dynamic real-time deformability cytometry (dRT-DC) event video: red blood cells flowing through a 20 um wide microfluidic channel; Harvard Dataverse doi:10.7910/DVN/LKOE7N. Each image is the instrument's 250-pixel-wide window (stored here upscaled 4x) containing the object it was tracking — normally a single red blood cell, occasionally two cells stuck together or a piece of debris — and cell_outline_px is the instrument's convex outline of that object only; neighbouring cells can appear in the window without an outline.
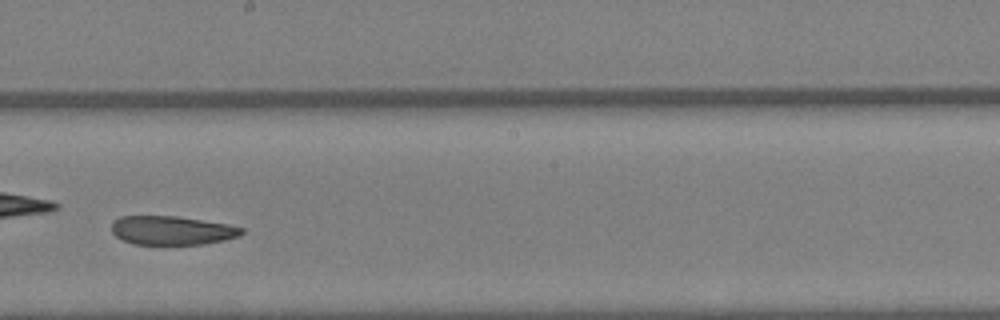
{"species": "Egyptian fruit bat (a non-hibernating species)", "species_latin": "Rousettus aegyptiacus", "temperature_condition": "warm", "stored_images_in_passage": 23, "camera_frame_rate_fps": 3000, "um_per_image_px": 0.085, "animal": {"sex": "female"}, "frame": {"image": 1, "passage_image": 10, "time_ms": 3.0, "image_size_px": [1000, 320], "cell_outline_px": [[244, 232], [240, 236], [224, 240], [200, 244], [132, 244], [116, 236], [112, 232], [112, 220], [120, 216], [176, 216], [228, 224], [244, 228]], "centroid_in_image_um": [14.61, 19.58], "position_along_channel_um": 233.6, "area_um2": 21.85}}
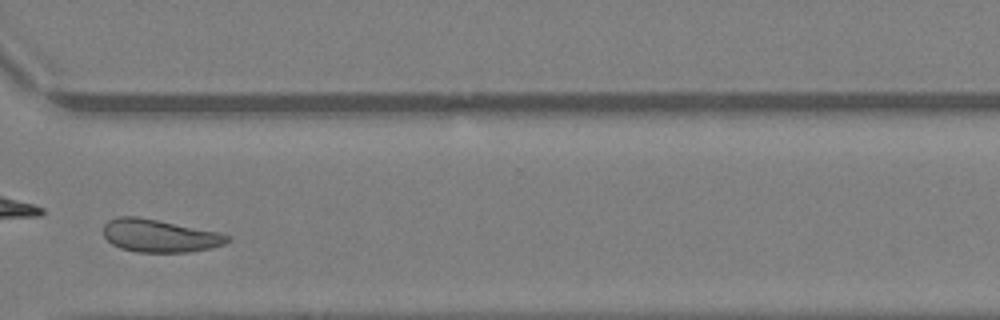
{"frame": {"image": 2, "passage_image": 17, "time_ms": 5.333, "image_size_px": [1000, 320], "cell_outline_px": [[232, 236], [224, 244], [212, 248], [188, 252], [136, 252], [120, 248], [112, 244], [104, 236], [104, 224], [108, 220], [116, 216], [136, 216], [220, 232]], "centroid_in_image_um": [13.56, 20.04], "position_along_channel_um": 357.0, "area_um2": 23.76}}